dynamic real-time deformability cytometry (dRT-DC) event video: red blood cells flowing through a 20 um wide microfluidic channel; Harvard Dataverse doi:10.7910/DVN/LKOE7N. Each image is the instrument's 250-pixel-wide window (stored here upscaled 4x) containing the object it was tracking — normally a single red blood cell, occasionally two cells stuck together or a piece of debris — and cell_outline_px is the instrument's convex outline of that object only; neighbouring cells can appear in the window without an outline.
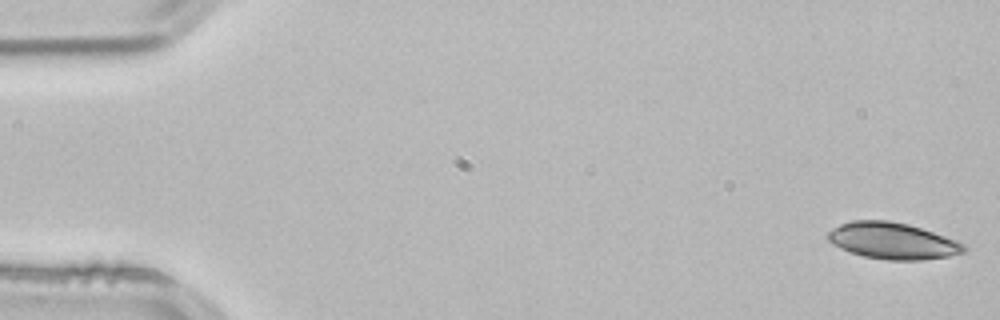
{"species": "common noctule bat (a hibernating species)", "species_latin": "Nyctalus noctula", "temperature_condition": "room temperature", "stored_images_in_passage": 52, "camera_frame_rate_fps": 3000, "um_per_image_px": 0.085, "animal": {"sex": "male", "body_mass_g": 21.5, "forearm_length_mm": 52.0}, "frame": {"image": 1, "passage_image": 1, "time_ms": 0.0, "image_size_px": [1000, 320], "cell_outline_px": [[968, 248], [964, 252], [948, 256], [920, 260], [888, 260], [864, 256], [848, 252], [832, 244], [828, 240], [828, 232], [832, 228], [840, 224], [852, 220], [888, 220], [908, 224], [956, 240], [964, 244]], "centroid_in_image_um": [75.84, 20.47], "position_along_channel_um": 9.2, "area_um2": 28.84}}
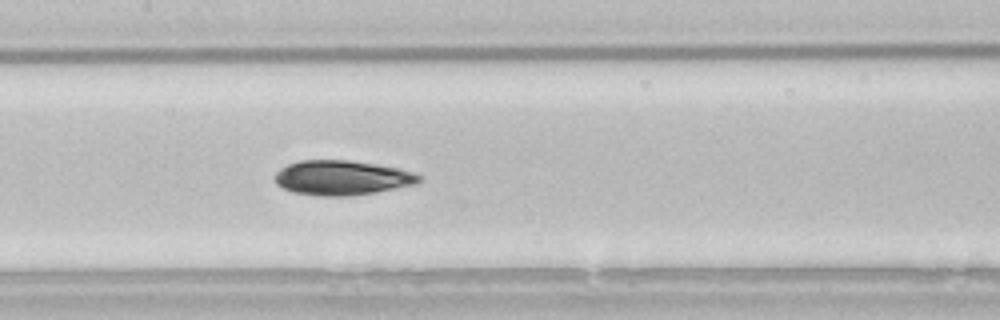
{"frame": {"image": 2, "passage_image": 25, "time_ms": 8.0, "image_size_px": [1000, 320], "cell_outline_px": [[424, 180], [416, 184], [376, 192], [348, 196], [316, 196], [292, 192], [276, 184], [276, 172], [280, 168], [288, 164], [300, 160], [348, 160], [376, 164], [396, 168], [412, 172], [420, 176]], "centroid_in_image_um": [29.06, 15.11], "position_along_channel_um": 178.3, "area_um2": 29.13}}
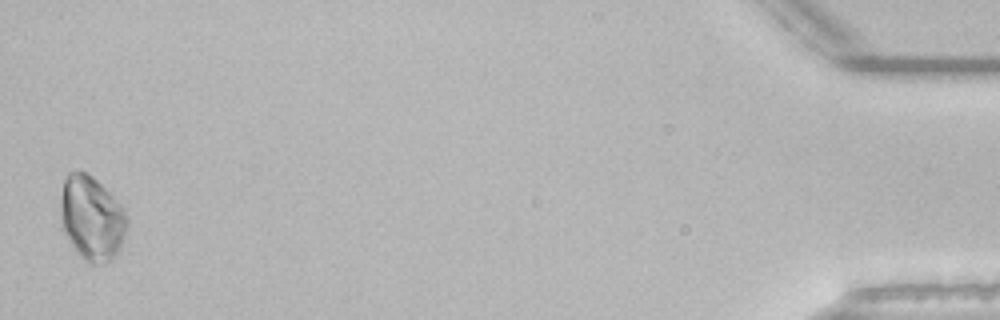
{"frame": {"image": 3, "passage_image": 52, "time_ms": 17.0, "image_size_px": [1000, 320], "cell_outline_px": [[128, 228], [120, 252], [112, 260], [104, 264], [92, 264], [84, 260], [80, 256], [60, 228], [60, 200], [64, 180], [68, 172], [76, 168], [80, 168], [88, 172], [124, 208], [128, 216]], "centroid_in_image_um": [7.8, 18.55], "position_along_channel_um": 427.4, "area_um2": 33.64}, "authors_computed_cell_mechanics": {"area_um2": 28.4376, "velocity_mm_per_s": 3.8326, "shape_relaxation_time_tau1_ms": 6.5476, "shape_relaxation_time_tau2_ms": 4.442, "deformation_change_tau1": 0.1715, "deformation_change_tau2": 0.0871}}